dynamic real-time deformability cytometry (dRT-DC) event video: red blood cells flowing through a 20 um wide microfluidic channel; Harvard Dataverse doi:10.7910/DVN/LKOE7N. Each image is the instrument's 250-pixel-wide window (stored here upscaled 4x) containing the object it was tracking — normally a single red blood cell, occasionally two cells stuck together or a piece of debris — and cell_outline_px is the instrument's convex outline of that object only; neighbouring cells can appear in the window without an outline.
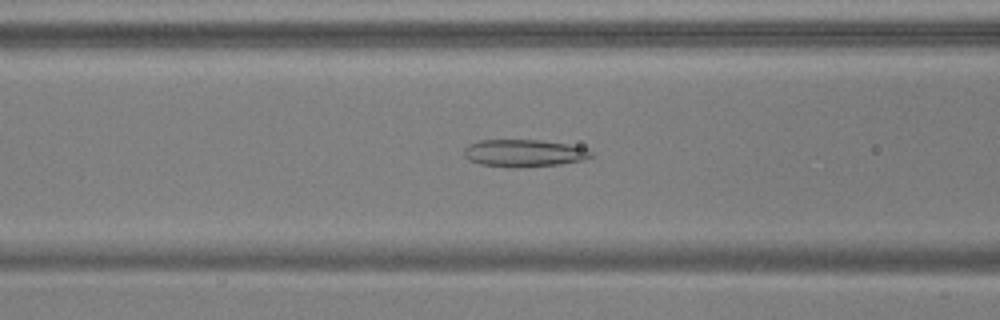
{"species": "common noctule bat (a hibernating species)", "species_latin": "Nyctalus noctula", "temperature_condition": "warm", "stored_images_in_passage": 54, "camera_frame_rate_fps": 3000, "um_per_image_px": 0.085, "animal": {"sex": "male", "body_mass_g": 17.9, "forearm_length_mm": 54.2}, "frame": {"image": 1, "passage_image": 22, "time_ms": 7.0, "image_size_px": [1000, 320], "cell_outline_px": [[592, 156], [584, 160], [560, 164], [516, 168], [512, 168], [480, 164], [468, 160], [464, 156], [464, 148], [468, 144], [480, 140], [540, 140], [568, 144], [588, 148], [592, 152]], "centroid_in_image_um": [44.53, 13.02], "position_along_channel_um": 122.1, "area_um2": 20.46}}
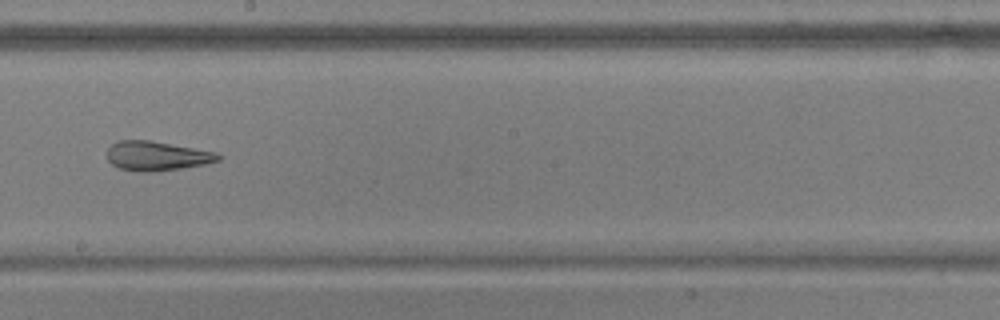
{"frame": {"image": 2, "passage_image": 31, "time_ms": 10.0, "image_size_px": [1000, 320], "cell_outline_px": [[224, 156], [220, 160], [204, 164], [180, 168], [152, 172], [140, 172], [120, 168], [112, 164], [108, 160], [108, 148], [116, 140], [152, 140], [216, 152]], "centroid_in_image_um": [13.34, 13.24], "position_along_channel_um": 234.9, "area_um2": 19.07}}
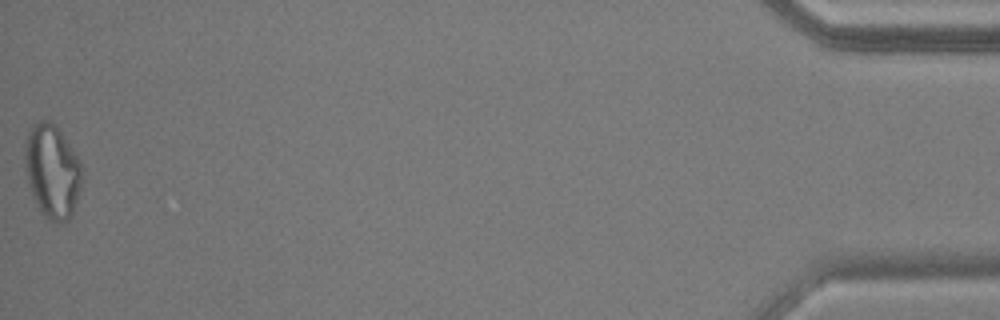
{"frame": {"image": 3, "passage_image": 54, "time_ms": 17.667, "image_size_px": [1000, 320], "cell_outline_px": [[84, 168], [80, 188], [72, 212], [68, 220], [56, 224], [48, 220], [40, 212], [32, 196], [24, 168], [24, 148], [28, 132], [40, 120], [48, 120], [56, 124], [80, 160]], "centroid_in_image_um": [4.44, 14.56], "position_along_channel_um": 430.8, "area_um2": 31.5}, "authors_computed_cell_mechanics": {"area_um2": 25.143, "velocity_mm_per_s": 3.7621, "shape_relaxation_time_tau1_ms": null, "shape_relaxation_time_tau2_ms": 2.3061, "deformation_change_tau1": null, "deformation_change_tau2": 0.1313}}